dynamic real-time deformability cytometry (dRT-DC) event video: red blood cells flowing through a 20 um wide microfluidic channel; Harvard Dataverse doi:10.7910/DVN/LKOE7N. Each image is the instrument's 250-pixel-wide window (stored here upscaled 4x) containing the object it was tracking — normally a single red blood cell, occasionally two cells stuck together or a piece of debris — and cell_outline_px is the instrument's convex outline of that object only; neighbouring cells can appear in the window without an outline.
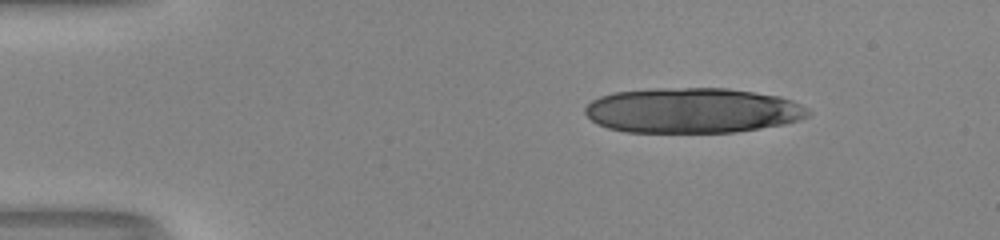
{"species": "human", "species_latin": "Homo sapiens", "temperature_condition": "room temperature", "stored_images_in_passage": 9, "camera_frame_rate_fps": 3000, "um_per_image_px": 0.085, "donor": {"sex": "male"}, "frame": {"image": 1, "passage_image": 1, "time_ms": 0.0, "image_size_px": [1000, 240], "cell_outline_px": [[812, 112], [808, 116], [796, 120], [780, 124], [760, 128], [732, 132], [628, 132], [608, 128], [592, 120], [584, 112], [584, 108], [592, 100], [600, 96], [612, 92], [652, 88], [728, 88], [780, 96], [792, 100]], "centroid_in_image_um": [58.82, 9.37], "position_along_channel_um": 26.2, "area_um2": 58.61}}